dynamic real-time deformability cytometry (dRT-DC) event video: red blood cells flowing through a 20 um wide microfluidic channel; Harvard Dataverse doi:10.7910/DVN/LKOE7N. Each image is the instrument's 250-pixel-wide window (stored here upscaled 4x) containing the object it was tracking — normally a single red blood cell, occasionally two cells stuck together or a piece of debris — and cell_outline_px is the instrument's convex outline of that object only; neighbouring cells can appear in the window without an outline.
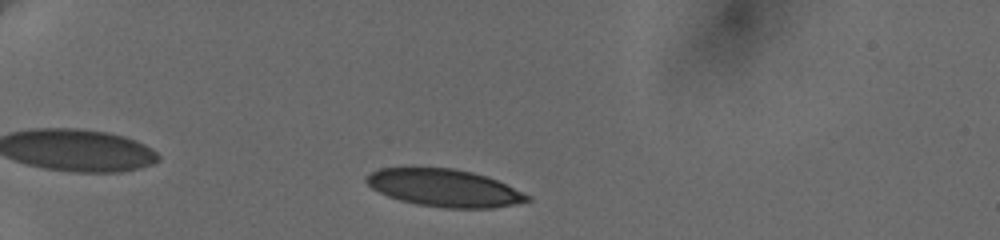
{"species": "human", "species_latin": "Homo sapiens", "temperature_condition": "cold", "stored_images_in_passage": 4, "camera_frame_rate_fps": 3000, "um_per_image_px": 0.085, "donor": {"sex": "female"}, "frame": {"image": 1, "passage_image": 1, "time_ms": 0.0, "image_size_px": [1000, 240], "cell_outline_px": [[532, 200], [492, 208], [444, 208], [416, 204], [400, 200], [388, 196], [372, 188], [364, 180], [364, 176], [380, 168], [408, 164], [412, 164], [452, 168], [472, 172], [488, 176], [532, 196]], "centroid_in_image_um": [37.69, 15.92], "position_along_channel_um": 47.3, "area_um2": 36.13}}
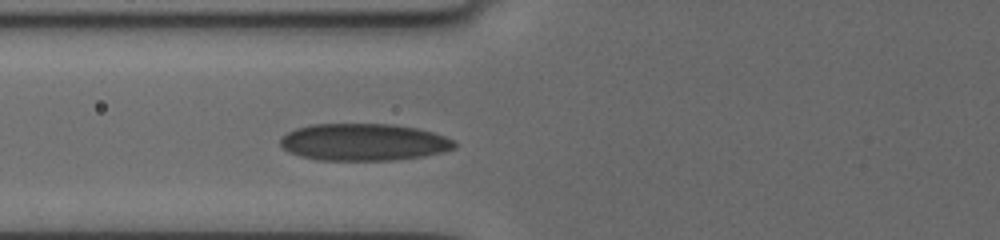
{"frame": {"image": 2, "passage_image": 4, "time_ms": 2.667, "image_size_px": [1000, 240], "cell_outline_px": [[456, 148], [444, 152], [424, 156], [392, 160], [320, 160], [300, 156], [288, 152], [280, 144], [280, 140], [288, 132], [296, 128], [312, 124], [392, 124], [416, 128], [432, 132], [456, 140]], "centroid_in_image_um": [30.94, 12.08], "position_along_channel_um": 94.9, "area_um2": 37.69}}